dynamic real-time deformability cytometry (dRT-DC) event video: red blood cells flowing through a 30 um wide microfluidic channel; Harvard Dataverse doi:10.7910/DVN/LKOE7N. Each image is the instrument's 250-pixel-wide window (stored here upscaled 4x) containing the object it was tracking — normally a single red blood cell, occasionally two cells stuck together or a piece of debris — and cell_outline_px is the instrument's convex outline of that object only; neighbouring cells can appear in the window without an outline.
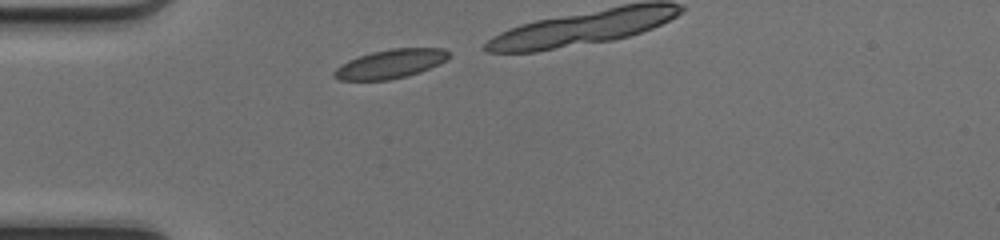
{"species": "common noctule bat (a hibernating species)", "species_latin": "Nyctalus noctula", "temperature_condition": "cold", "stored_images_in_passage": 8, "camera_frame_rate_fps": 3000, "um_per_image_px": 0.085, "animal": {"sex": "female", "body_mass_g": 17.0, "forearm_length_mm": 48.0}, "frame": {"image": 1, "passage_image": 1, "time_ms": 0.0, "image_size_px": [1000, 240], "cell_outline_px": [[452, 56], [448, 60], [420, 72], [408, 76], [388, 80], [340, 80], [332, 76], [332, 72], [340, 64], [348, 60], [372, 52], [392, 48], [444, 48]], "centroid_in_image_um": [33.2, 5.43], "position_along_channel_um": 51.8, "area_um2": 19.48}}
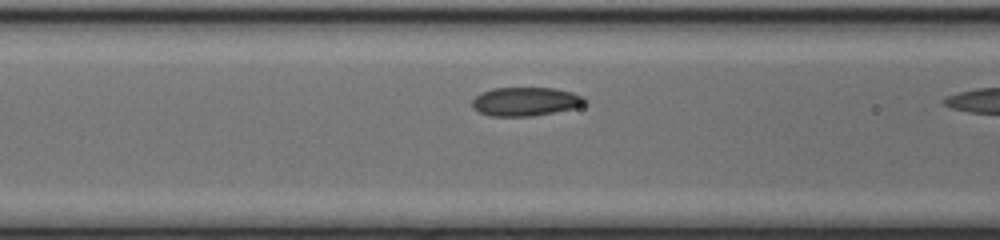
{"frame": {"image": 2, "passage_image": 7, "time_ms": 2.0, "image_size_px": [1000, 240], "cell_outline_px": [[588, 100], [584, 104], [572, 108], [532, 116], [492, 116], [480, 112], [472, 108], [472, 100], [480, 92], [492, 88], [556, 88], [572, 92], [584, 96]], "centroid_in_image_um": [44.65, 8.62], "position_along_channel_um": 121.9, "area_um2": 18.84}}